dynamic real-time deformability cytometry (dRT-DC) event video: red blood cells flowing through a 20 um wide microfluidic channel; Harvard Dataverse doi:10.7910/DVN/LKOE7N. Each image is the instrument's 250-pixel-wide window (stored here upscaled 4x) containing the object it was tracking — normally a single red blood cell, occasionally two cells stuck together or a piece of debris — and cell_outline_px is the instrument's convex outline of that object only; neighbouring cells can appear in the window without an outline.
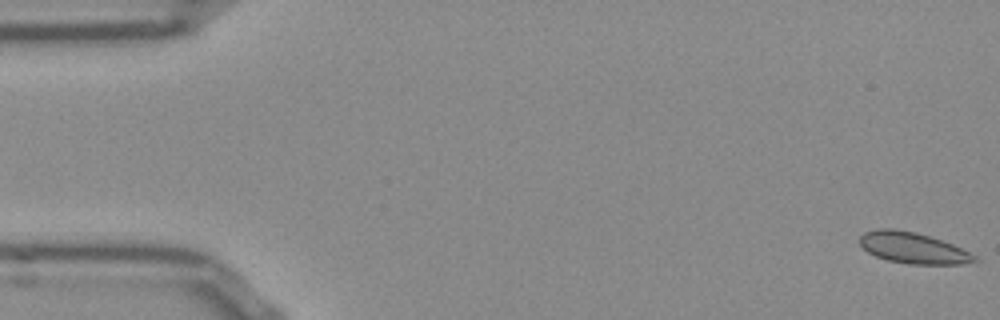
{"species": "Egyptian fruit bat (a non-hibernating species)", "species_latin": "Rousettus aegyptiacus", "temperature_condition": "room temperature", "stored_images_in_passage": 8, "camera_frame_rate_fps": 3000, "um_per_image_px": 0.085, "frame": {"image": 1, "passage_image": 1, "time_ms": 0.0, "image_size_px": [1000, 320], "cell_outline_px": [[980, 260], [960, 264], [908, 264], [888, 260], [876, 256], [868, 252], [860, 244], [860, 236], [864, 232], [880, 228], [892, 228], [916, 232], [952, 244], [976, 256]], "centroid_in_image_um": [77.58, 21.07], "position_along_channel_um": 7.4, "area_um2": 20.58}}